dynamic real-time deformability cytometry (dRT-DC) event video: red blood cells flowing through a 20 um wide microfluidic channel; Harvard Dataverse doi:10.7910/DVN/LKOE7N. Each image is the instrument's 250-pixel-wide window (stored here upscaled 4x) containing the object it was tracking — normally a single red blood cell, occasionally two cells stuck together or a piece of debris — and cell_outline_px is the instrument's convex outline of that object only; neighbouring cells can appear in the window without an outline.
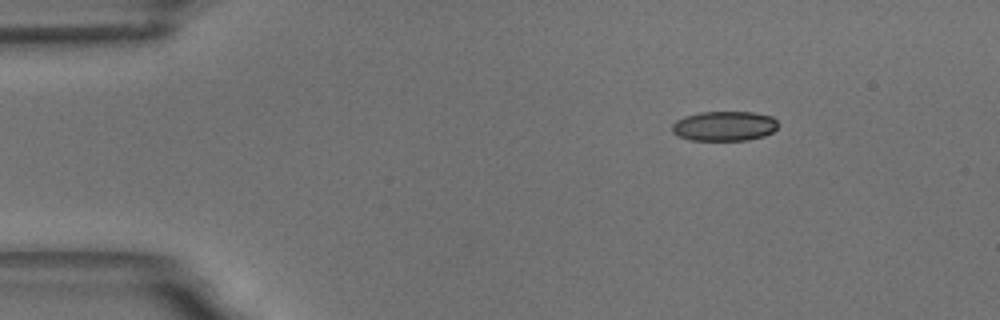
{"species": "common noctule bat (a hibernating species)", "species_latin": "Nyctalus noctula", "temperature_condition": "room temperature", "stored_images_in_passage": 13, "camera_frame_rate_fps": 3000, "um_per_image_px": 0.085, "animal": {"sex": "male", "body_mass_g": 18.8}, "frame": {"image": 1, "passage_image": 1, "time_ms": 0.0, "image_size_px": [1000, 320], "cell_outline_px": [[780, 124], [772, 132], [764, 136], [748, 140], [692, 140], [680, 136], [672, 132], [672, 124], [676, 120], [684, 116], [700, 112], [752, 112], [772, 116]], "centroid_in_image_um": [61.58, 10.71], "position_along_channel_um": 23.4, "area_um2": 18.44}}
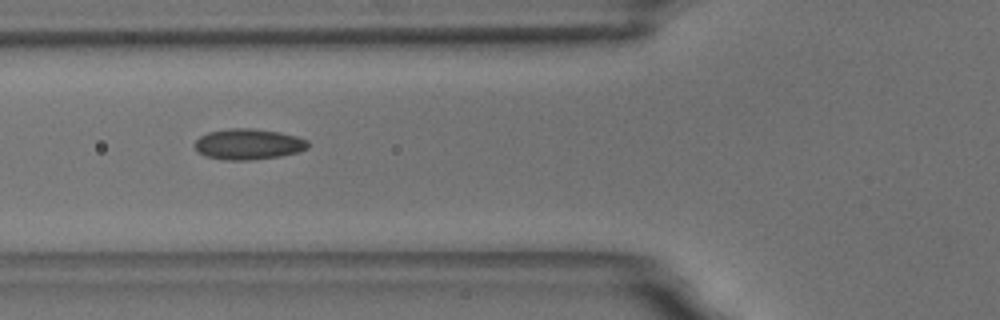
{"frame": {"image": 2, "passage_image": 4, "time_ms": 4.333, "image_size_px": [1000, 320], "cell_outline_px": [[308, 148], [300, 152], [280, 156], [248, 160], [224, 160], [204, 156], [196, 152], [196, 140], [200, 136], [208, 132], [228, 128], [252, 128], [280, 132], [296, 136], [308, 140]], "centroid_in_image_um": [21.11, 12.25], "position_along_channel_um": 104.7, "area_um2": 20.46}}
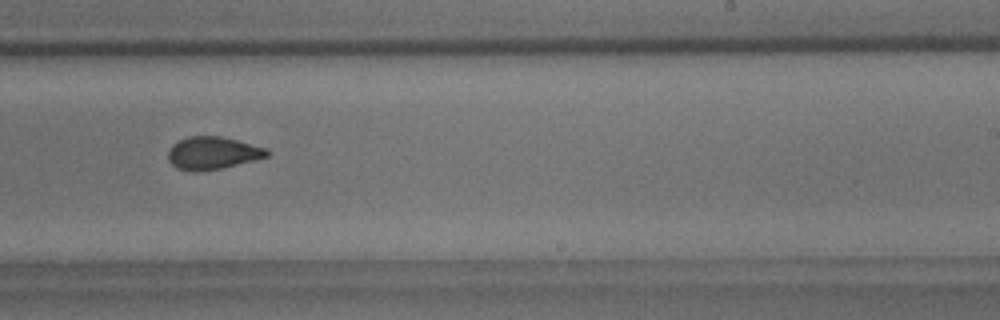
{"frame": {"image": 3, "passage_image": 8, "time_ms": 9.0, "image_size_px": [1000, 320], "cell_outline_px": [[272, 152], [268, 156], [220, 168], [200, 172], [192, 172], [176, 168], [168, 160], [168, 152], [172, 144], [188, 136], [220, 136], [268, 148]], "centroid_in_image_um": [18.06, 13.01], "position_along_channel_um": 270.9, "area_um2": 18.79}, "authors_computed_cell_mechanics": {"area_um2": 18.7272, "velocity_mm_per_s": 3.5526, "shape_relaxation_time_tau1_ms": null, "shape_relaxation_time_tau2_ms": 1.0591, "deformation_change_tau1": null, "deformation_change_tau2": 0.0578}}